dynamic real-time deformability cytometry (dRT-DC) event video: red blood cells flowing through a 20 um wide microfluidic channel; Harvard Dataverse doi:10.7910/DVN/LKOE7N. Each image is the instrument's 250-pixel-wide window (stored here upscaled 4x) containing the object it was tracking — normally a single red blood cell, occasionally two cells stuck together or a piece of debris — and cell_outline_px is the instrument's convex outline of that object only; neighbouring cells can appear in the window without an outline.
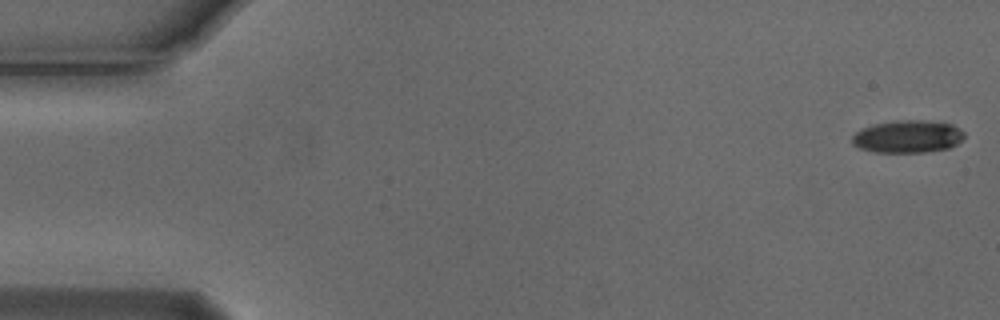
{"species": "Egyptian fruit bat (a non-hibernating species)", "species_latin": "Rousettus aegyptiacus", "temperature_condition": "cold", "stored_images_in_passage": 55, "camera_frame_rate_fps": 3000, "um_per_image_px": 0.085, "animal": {"sex": "male"}, "frame": {"image": 1, "passage_image": 1, "time_ms": 0.0, "image_size_px": [1000, 320], "cell_outline_px": [[964, 136], [956, 144], [948, 148], [924, 152], [872, 152], [860, 148], [852, 144], [852, 136], [856, 132], [872, 124], [900, 120], [920, 120], [952, 124], [960, 128], [964, 132]], "centroid_in_image_um": [77.14, 11.61], "position_along_channel_um": 7.9, "area_um2": 21.15}}
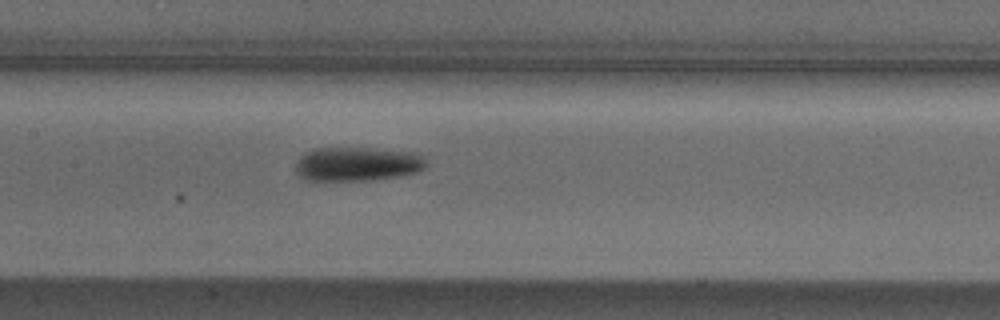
{"frame": {"image": 2, "passage_image": 26, "time_ms": 8.333, "image_size_px": [1000, 320], "cell_outline_px": [[428, 168], [416, 172], [400, 176], [372, 180], [304, 180], [296, 172], [296, 164], [300, 156], [304, 152], [312, 148], [372, 148], [416, 152], [424, 156], [428, 160]], "centroid_in_image_um": [30.43, 13.93], "position_along_channel_um": 177.0, "area_um2": 26.41}}
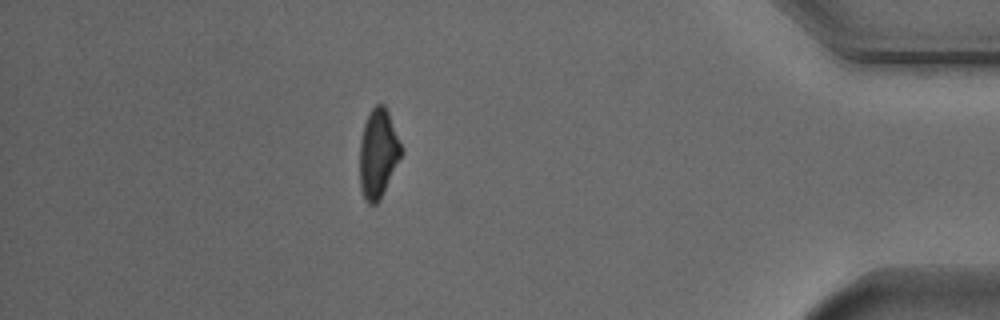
{"frame": {"image": 3, "passage_image": 48, "time_ms": 15.667, "image_size_px": [1000, 320], "cell_outline_px": [[404, 152], [380, 200], [376, 204], [368, 204], [364, 200], [360, 188], [360, 140], [364, 124], [372, 108], [376, 104], [384, 104], [388, 112]], "centroid_in_image_um": [32.14, 13.09], "position_along_channel_um": 403.1, "area_um2": 21.62}, "authors_computed_cell_mechanics": {"area_um2": 23.1778, "velocity_mm_per_s": 3.7293, "shape_relaxation_time_tau1_ms": 3.5403, "shape_relaxation_time_tau2_ms": null, "deformation_change_tau1": 0.1302, "deformation_change_tau2": null}}